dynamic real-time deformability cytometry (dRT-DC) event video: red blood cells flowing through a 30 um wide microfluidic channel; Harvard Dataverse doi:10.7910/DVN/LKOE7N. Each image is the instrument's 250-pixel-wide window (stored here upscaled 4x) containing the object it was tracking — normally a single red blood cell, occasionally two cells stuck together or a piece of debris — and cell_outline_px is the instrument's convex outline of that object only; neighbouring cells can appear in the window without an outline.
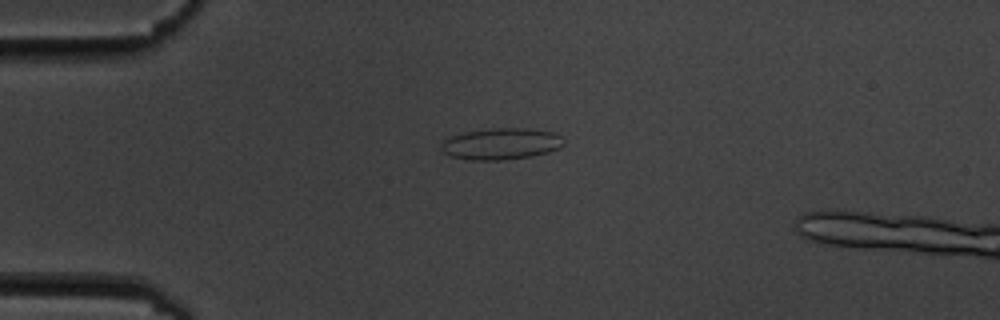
{"species": "common noctule bat (a hibernating species)", "species_latin": "Nyctalus noctula", "temperature_condition": "cold", "stored_images_in_passage": 7, "camera_frame_rate_fps": 3000, "um_per_image_px": 0.085, "animal": {"sex": "male", "body_mass_g": 19.5, "forearm_length_mm": 54.6}, "frame": {"image": 1, "passage_image": 5, "time_ms": 4.667, "image_size_px": [1000, 320], "cell_outline_px": [[564, 144], [560, 148], [548, 152], [532, 156], [504, 160], [468, 160], [452, 156], [444, 152], [440, 148], [440, 144], [448, 136], [464, 132], [496, 128], [524, 128], [556, 132], [564, 140]], "centroid_in_image_um": [42.6, 12.22], "position_along_channel_um": 42.4, "area_um2": 22.66}}